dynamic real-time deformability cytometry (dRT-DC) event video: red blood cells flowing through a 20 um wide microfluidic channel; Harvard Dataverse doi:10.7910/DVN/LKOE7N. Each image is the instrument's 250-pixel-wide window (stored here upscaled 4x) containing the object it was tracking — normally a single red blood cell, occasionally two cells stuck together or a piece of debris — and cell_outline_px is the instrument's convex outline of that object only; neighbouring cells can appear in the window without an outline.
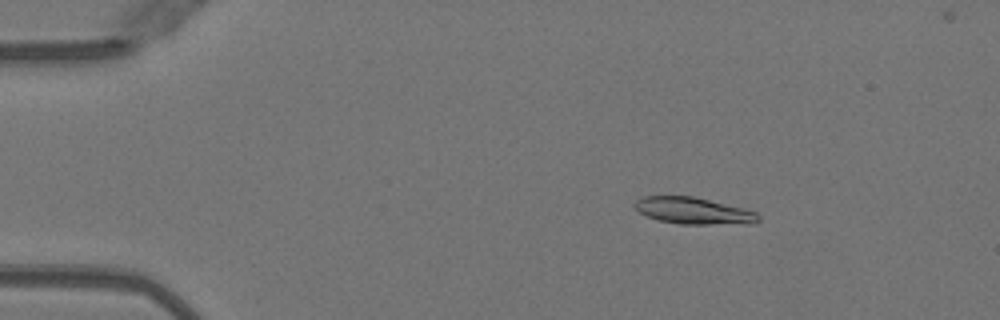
{"species": "Egyptian fruit bat (a non-hibernating species)", "species_latin": "Rousettus aegyptiacus", "temperature_condition": "warm", "stored_images_in_passage": 52, "camera_frame_rate_fps": 3000, "um_per_image_px": 0.085, "animal": {"sex": "female"}, "frame": {"image": 1, "passage_image": 9, "time_ms": 2.667, "image_size_px": [1000, 320], "cell_outline_px": [[760, 220], [756, 224], [680, 224], [656, 220], [640, 212], [632, 204], [636, 200], [644, 196], [692, 196], [756, 212], [760, 216]], "centroid_in_image_um": [58.94, 17.93], "position_along_channel_um": 26.1, "area_um2": 19.13}}
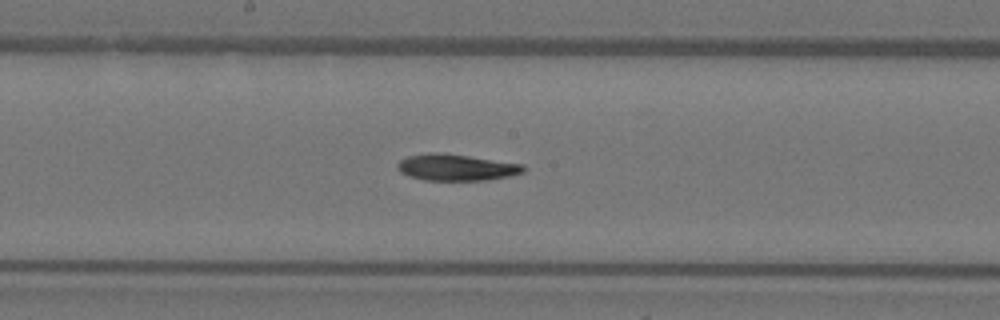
{"frame": {"image": 2, "passage_image": 28, "time_ms": 9.0, "image_size_px": [1000, 320], "cell_outline_px": [[524, 172], [508, 176], [488, 180], [424, 180], [408, 176], [400, 172], [396, 168], [396, 164], [400, 160], [408, 156], [432, 152], [436, 152], [468, 156], [524, 164]], "centroid_in_image_um": [38.75, 14.23], "position_along_channel_um": 209.5, "area_um2": 19.36}}
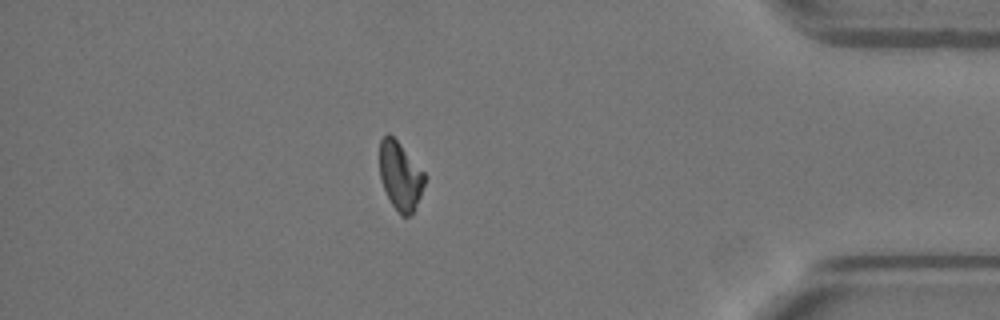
{"frame": {"image": 3, "passage_image": 45, "time_ms": 14.667, "image_size_px": [1000, 320], "cell_outline_px": [[424, 184], [416, 208], [408, 216], [400, 216], [392, 204], [384, 188], [380, 176], [380, 140], [388, 132], [400, 144], [424, 172]], "centroid_in_image_um": [34.01, 14.96], "position_along_channel_um": 401.2, "area_um2": 17.57}}